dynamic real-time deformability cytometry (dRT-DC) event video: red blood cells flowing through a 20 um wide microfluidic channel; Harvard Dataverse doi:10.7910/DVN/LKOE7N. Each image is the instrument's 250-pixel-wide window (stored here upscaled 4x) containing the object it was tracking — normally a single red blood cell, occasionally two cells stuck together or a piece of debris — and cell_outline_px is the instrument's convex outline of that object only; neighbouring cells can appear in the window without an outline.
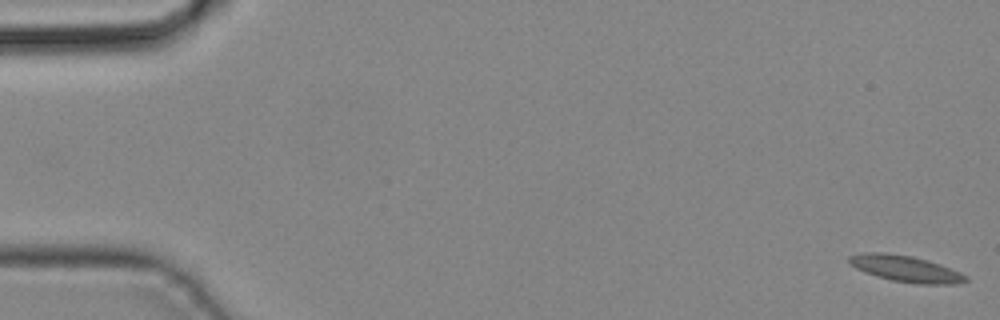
{"species": "common noctule bat (a hibernating species)", "species_latin": "Nyctalus noctula", "temperature_condition": "cold", "stored_images_in_passage": 6, "camera_frame_rate_fps": 3000, "um_per_image_px": 0.085, "animal": {"sex": "male", "body_mass_g": 19.2, "forearm_length_mm": 51.8}, "frame": {"image": 1, "passage_image": 1, "time_ms": 0.0, "image_size_px": [1000, 320], "cell_outline_px": [[968, 280], [956, 284], [920, 284], [892, 280], [864, 272], [848, 264], [848, 256], [864, 252], [880, 252], [912, 256], [928, 260], [940, 264], [960, 272], [968, 276]], "centroid_in_image_um": [76.97, 22.83], "position_along_channel_um": 8.0, "area_um2": 17.86}}